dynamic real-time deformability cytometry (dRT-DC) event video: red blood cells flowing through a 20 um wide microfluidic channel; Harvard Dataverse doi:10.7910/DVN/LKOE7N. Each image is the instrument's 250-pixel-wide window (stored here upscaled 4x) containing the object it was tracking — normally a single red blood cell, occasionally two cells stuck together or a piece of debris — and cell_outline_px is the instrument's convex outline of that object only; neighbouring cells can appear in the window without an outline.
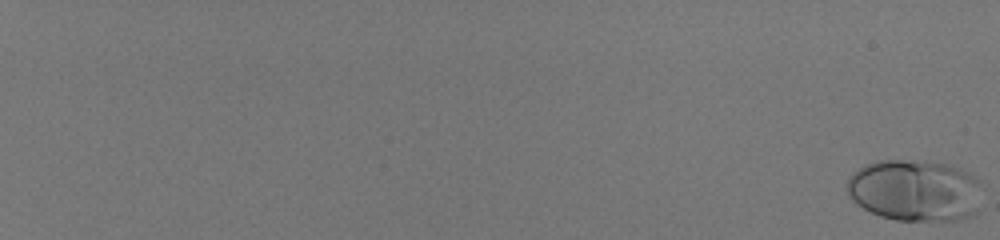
{"species": "human", "species_latin": "Homo sapiens", "temperature_condition": "room temperature", "stored_images_in_passage": 58, "camera_frame_rate_fps": 3000, "um_per_image_px": 0.085, "donor": {"sex": "male"}, "frame": {"image": 1, "passage_image": 1, "time_ms": 0.0, "image_size_px": [1000, 240], "cell_outline_px": [[976, 216], [956, 220], [896, 220], [880, 216], [856, 204], [848, 196], [848, 176], [852, 172], [876, 160], [924, 160], [948, 164], [960, 168], [968, 172], [976, 180]], "centroid_in_image_um": [77.7, 16.18], "position_along_channel_um": 7.3, "area_um2": 48.26}}
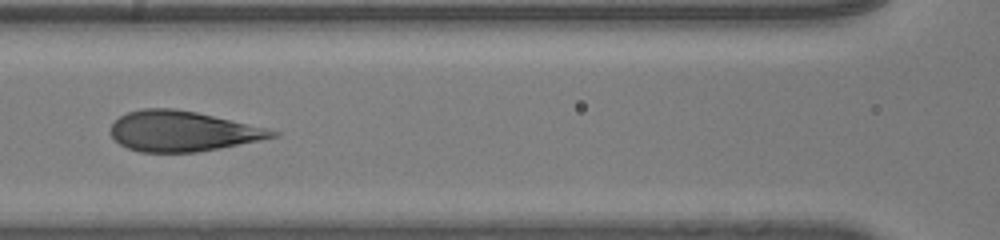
{"frame": {"image": 2, "passage_image": 34, "time_ms": 11.0, "image_size_px": [1000, 240], "cell_outline_px": [[280, 136], [220, 148], [196, 152], [140, 152], [128, 148], [120, 144], [108, 132], [112, 124], [120, 116], [128, 112], [144, 108], [176, 108], [196, 112], [268, 128], [280, 132]], "centroid_in_image_um": [15.51, 11.15], "position_along_channel_um": 151.1, "area_um2": 37.97}}
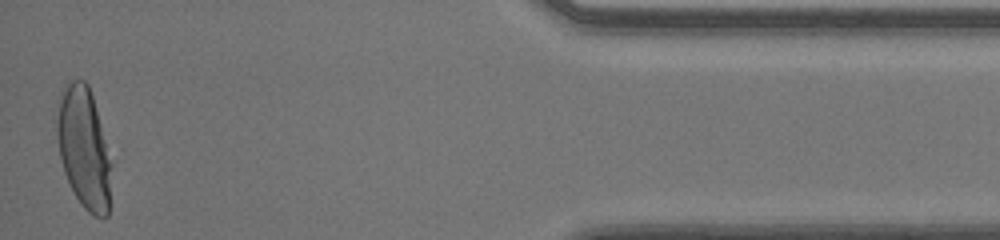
{"frame": {"image": 3, "passage_image": 58, "time_ms": 19.0, "image_size_px": [1000, 240], "cell_outline_px": [[112, 164], [108, 216], [92, 216], [80, 204], [64, 172], [60, 156], [56, 136], [56, 100], [64, 84], [72, 80], [84, 80], [88, 84], [92, 96]], "centroid_in_image_um": [7.1, 12.55], "position_along_channel_um": 428.1, "area_um2": 38.61}, "authors_computed_cell_mechanics": {"area_um2": 39.9687, "velocity_mm_per_s": 4.0769, "shape_relaxation_time_tau1_ms": 5.2786, "shape_relaxation_time_tau2_ms": null, "deformation_change_tau1": 0.2385, "deformation_change_tau2": null}}